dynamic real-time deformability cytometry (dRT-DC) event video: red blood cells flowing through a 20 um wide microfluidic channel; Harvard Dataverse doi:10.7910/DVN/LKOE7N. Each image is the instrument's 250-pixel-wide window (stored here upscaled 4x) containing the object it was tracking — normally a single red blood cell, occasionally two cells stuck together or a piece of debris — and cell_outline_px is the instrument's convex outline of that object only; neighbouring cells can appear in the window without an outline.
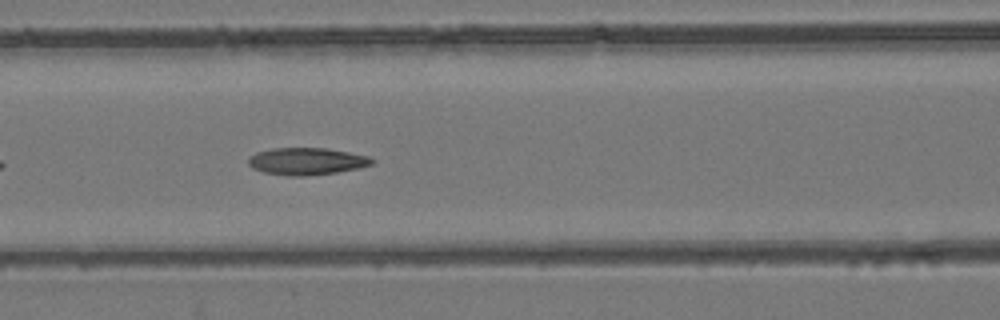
{"species": "common noctule bat (a hibernating species)", "species_latin": "Nyctalus noctula", "temperature_condition": "room temperature", "stored_images_in_passage": 7, "segment_of_instrument_passage": [1, 2], "camera_frame_rate_fps": 3000, "um_per_image_px": 0.085, "animal": {"sex": "female", "body_mass_g": 24.6, "forearm_length_mm": 56.2}, "frame": {"image": 1, "passage_image": 6, "time_ms": 5.667, "image_size_px": [1000, 320], "cell_outline_px": [[376, 160], [372, 164], [356, 168], [336, 172], [304, 176], [288, 176], [264, 172], [252, 168], [248, 164], [248, 156], [256, 152], [272, 148], [324, 148], [348, 152], [368, 156]], "centroid_in_image_um": [26.02, 13.7], "position_along_channel_um": 140.6, "area_um2": 19.48}}